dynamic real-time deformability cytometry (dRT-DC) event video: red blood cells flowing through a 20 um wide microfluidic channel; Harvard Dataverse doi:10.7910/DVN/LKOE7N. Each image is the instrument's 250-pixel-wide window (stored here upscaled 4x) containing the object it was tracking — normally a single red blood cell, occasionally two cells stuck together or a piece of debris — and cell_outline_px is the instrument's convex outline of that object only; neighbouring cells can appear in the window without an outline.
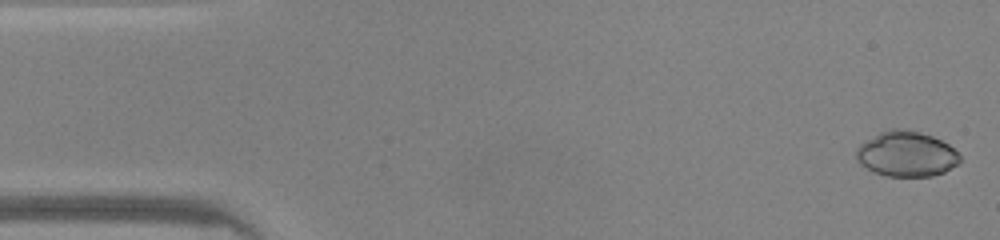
{"species": "common noctule bat (a hibernating species)", "species_latin": "Nyctalus noctula", "temperature_condition": "warm", "stored_images_in_passage": 47, "camera_frame_rate_fps": 3000, "um_per_image_px": 0.085, "animal": {"sex": "male", "body_mass_g": 20.0, "forearm_length_mm": 53.3}, "frame": {"image": 1, "passage_image": 1, "time_ms": 0.0, "image_size_px": [1000, 240], "cell_outline_px": [[960, 160], [956, 164], [944, 172], [932, 176], [888, 176], [872, 172], [860, 164], [856, 160], [856, 148], [860, 144], [880, 132], [892, 128], [904, 128], [920, 132], [932, 136], [948, 144], [960, 156]], "centroid_in_image_um": [77.01, 13.09], "position_along_channel_um": 8.0, "area_um2": 27.28}}
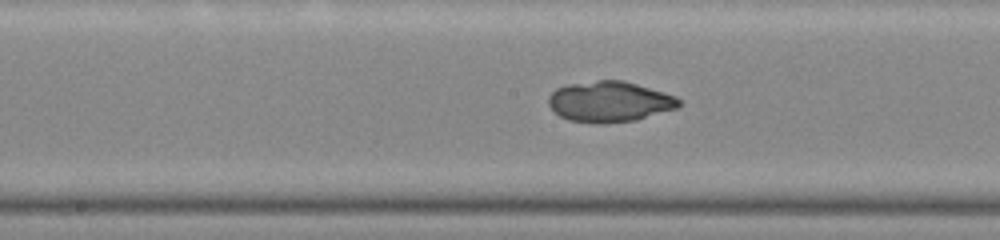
{"frame": {"image": 2, "passage_image": 23, "time_ms": 7.333, "image_size_px": [1000, 240], "cell_outline_px": [[680, 104], [676, 108], [636, 120], [604, 124], [596, 124], [568, 120], [560, 116], [548, 104], [548, 96], [556, 88], [568, 84], [596, 80], [624, 80], [664, 92], [676, 96], [680, 100]], "centroid_in_image_um": [51.79, 8.64], "position_along_channel_um": 196.4, "area_um2": 31.04}}
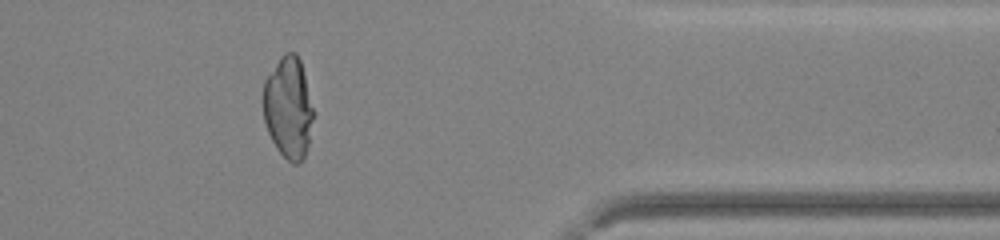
{"frame": {"image": 3, "passage_image": 38, "time_ms": 12.333, "image_size_px": [1000, 240], "cell_outline_px": [[316, 112], [308, 144], [304, 156], [300, 164], [292, 164], [276, 148], [268, 132], [264, 120], [264, 80], [280, 56], [284, 52], [296, 52], [300, 60], [304, 72]], "centroid_in_image_um": [24.55, 9.13], "position_along_channel_um": 386.9, "area_um2": 30.17}}